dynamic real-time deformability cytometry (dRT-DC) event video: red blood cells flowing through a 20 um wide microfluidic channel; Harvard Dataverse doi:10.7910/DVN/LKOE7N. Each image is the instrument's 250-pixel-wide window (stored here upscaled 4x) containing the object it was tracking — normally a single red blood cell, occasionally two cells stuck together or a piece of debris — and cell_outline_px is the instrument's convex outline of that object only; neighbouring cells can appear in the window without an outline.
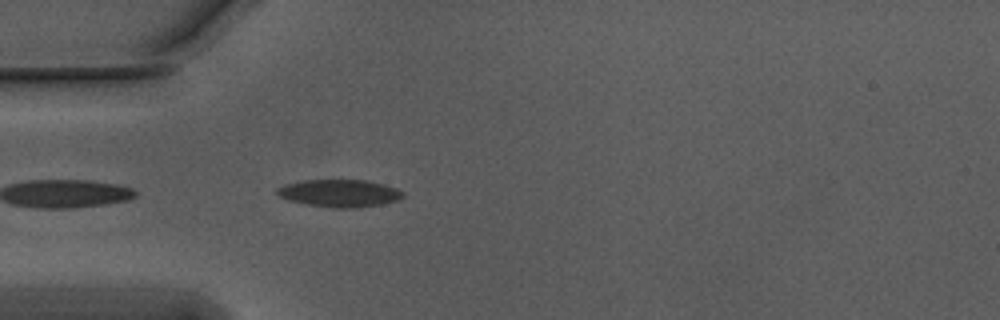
{"species": "Egyptian fruit bat (a non-hibernating species)", "species_latin": "Rousettus aegyptiacus", "temperature_condition": "warm", "stored_images_in_passage": 6, "camera_frame_rate_fps": 3000, "um_per_image_px": 0.085, "animal": {"sex": "male"}, "frame": {"image": 1, "passage_image": 2, "time_ms": 0.333, "image_size_px": [1000, 320], "cell_outline_px": [[404, 196], [400, 200], [360, 208], [332, 208], [308, 204], [288, 200], [280, 196], [276, 192], [276, 188], [284, 184], [304, 180], [368, 180], [384, 184], [396, 188], [404, 192]], "centroid_in_image_um": [28.89, 16.42], "position_along_channel_um": 56.1, "area_um2": 20.29}}